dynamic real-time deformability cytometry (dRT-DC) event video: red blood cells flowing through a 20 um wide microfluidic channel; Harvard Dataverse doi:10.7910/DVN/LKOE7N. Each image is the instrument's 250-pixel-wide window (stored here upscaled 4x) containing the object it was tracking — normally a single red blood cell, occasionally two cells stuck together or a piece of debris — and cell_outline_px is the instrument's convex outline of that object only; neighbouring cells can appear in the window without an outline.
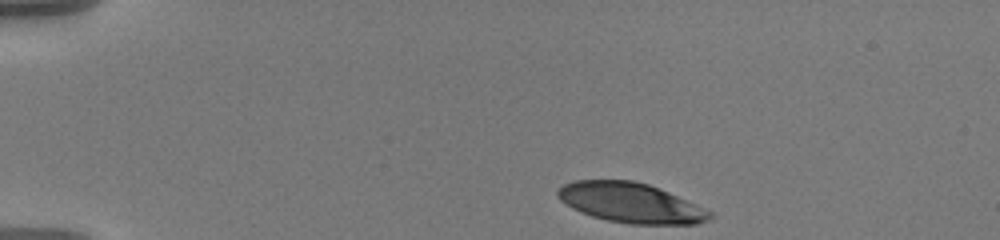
{"species": "human", "species_latin": "Homo sapiens", "temperature_condition": "warm", "stored_images_in_passage": 43, "camera_frame_rate_fps": 3000, "um_per_image_px": 0.085, "donor": {"sex": "male"}, "frame": {"image": 1, "passage_image": 1, "time_ms": 0.0, "image_size_px": [1000, 240], "cell_outline_px": [[716, 216], [712, 220], [696, 224], [628, 224], [608, 220], [592, 216], [580, 212], [564, 204], [556, 196], [556, 192], [564, 184], [576, 180], [632, 180], [648, 184], [668, 192], [696, 204], [712, 212]], "centroid_in_image_um": [53.62, 17.25], "position_along_channel_um": 31.4, "area_um2": 35.49}}
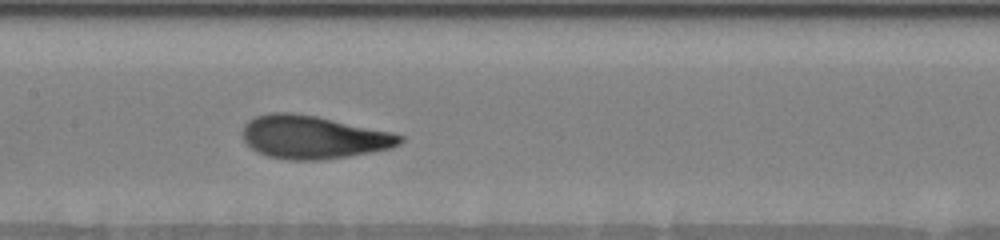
{"frame": {"image": 2, "passage_image": 20, "time_ms": 6.333, "image_size_px": [1000, 240], "cell_outline_px": [[404, 140], [400, 144], [392, 148], [348, 156], [320, 160], [288, 160], [268, 156], [252, 148], [244, 140], [244, 124], [248, 120], [256, 116], [272, 112], [292, 112], [316, 116], [392, 132], [404, 136]], "centroid_in_image_um": [26.65, 11.65], "position_along_channel_um": 180.8, "area_um2": 39.36}}
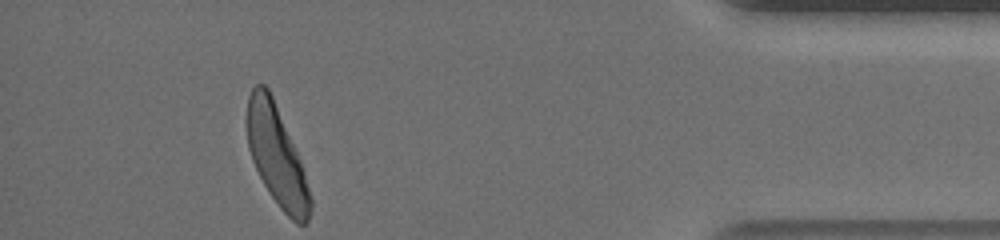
{"frame": {"image": 3, "passage_image": 43, "time_ms": 14.0, "image_size_px": [1000, 240], "cell_outline_px": [[312, 212], [308, 220], [304, 224], [296, 224], [280, 208], [264, 184], [252, 160], [248, 148], [248, 96], [252, 88], [256, 84], [264, 84], [268, 88], [272, 96], [300, 160], [304, 172], [312, 200]], "centroid_in_image_um": [23.53, 13.29], "position_along_channel_um": 411.7, "area_um2": 36.01}, "authors_computed_cell_mechanics": {"area_um2": 38.8994, "velocity_mm_per_s": 3.5647, "shape_relaxation_time_tau1_ms": 3.1768, "shape_relaxation_time_tau2_ms": 0.8802, "deformation_change_tau1": 0.1849, "deformation_change_tau2": 0.0646}}